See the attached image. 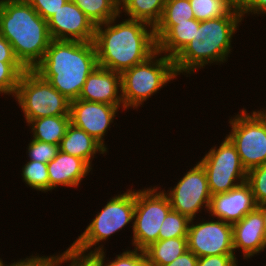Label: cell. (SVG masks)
<instances>
[{
  "instance_id": "cb8c5ba5",
  "label": "cell",
  "mask_w": 266,
  "mask_h": 266,
  "mask_svg": "<svg viewBox=\"0 0 266 266\" xmlns=\"http://www.w3.org/2000/svg\"><path fill=\"white\" fill-rule=\"evenodd\" d=\"M73 2L95 27L119 15V0H73Z\"/></svg>"
},
{
  "instance_id": "277c9868",
  "label": "cell",
  "mask_w": 266,
  "mask_h": 266,
  "mask_svg": "<svg viewBox=\"0 0 266 266\" xmlns=\"http://www.w3.org/2000/svg\"><path fill=\"white\" fill-rule=\"evenodd\" d=\"M243 22L239 10L232 8L225 16L199 23L192 41L173 59L178 75L190 77L207 65H221L232 52V39Z\"/></svg>"
},
{
  "instance_id": "4dcf8cb0",
  "label": "cell",
  "mask_w": 266,
  "mask_h": 266,
  "mask_svg": "<svg viewBox=\"0 0 266 266\" xmlns=\"http://www.w3.org/2000/svg\"><path fill=\"white\" fill-rule=\"evenodd\" d=\"M94 253L100 258L102 266H149L143 250L124 249L122 253L115 255L114 260L106 257V250Z\"/></svg>"
},
{
  "instance_id": "8d00e7d4",
  "label": "cell",
  "mask_w": 266,
  "mask_h": 266,
  "mask_svg": "<svg viewBox=\"0 0 266 266\" xmlns=\"http://www.w3.org/2000/svg\"><path fill=\"white\" fill-rule=\"evenodd\" d=\"M242 19L244 16L253 15L256 17L259 15L266 16V0H248V2L239 10ZM264 14V15H263Z\"/></svg>"
},
{
  "instance_id": "8fae6325",
  "label": "cell",
  "mask_w": 266,
  "mask_h": 266,
  "mask_svg": "<svg viewBox=\"0 0 266 266\" xmlns=\"http://www.w3.org/2000/svg\"><path fill=\"white\" fill-rule=\"evenodd\" d=\"M177 181L173 188L170 187L167 191L165 188L162 189L170 201L172 210L187 216L190 220L197 218L202 210L205 214L206 211L208 213L211 194L204 168L196 162Z\"/></svg>"
},
{
  "instance_id": "ffe728a7",
  "label": "cell",
  "mask_w": 266,
  "mask_h": 266,
  "mask_svg": "<svg viewBox=\"0 0 266 266\" xmlns=\"http://www.w3.org/2000/svg\"><path fill=\"white\" fill-rule=\"evenodd\" d=\"M59 150L85 160L91 167H93L92 161L96 158V154L104 156L109 152L88 133L71 123L61 140Z\"/></svg>"
},
{
  "instance_id": "f1b7e54d",
  "label": "cell",
  "mask_w": 266,
  "mask_h": 266,
  "mask_svg": "<svg viewBox=\"0 0 266 266\" xmlns=\"http://www.w3.org/2000/svg\"><path fill=\"white\" fill-rule=\"evenodd\" d=\"M190 219L174 210L166 215L158 235V240L187 237Z\"/></svg>"
},
{
  "instance_id": "d4e9b609",
  "label": "cell",
  "mask_w": 266,
  "mask_h": 266,
  "mask_svg": "<svg viewBox=\"0 0 266 266\" xmlns=\"http://www.w3.org/2000/svg\"><path fill=\"white\" fill-rule=\"evenodd\" d=\"M22 180L28 187L41 192L49 191V175L47 164L39 161H26L22 167Z\"/></svg>"
},
{
  "instance_id": "74e56055",
  "label": "cell",
  "mask_w": 266,
  "mask_h": 266,
  "mask_svg": "<svg viewBox=\"0 0 266 266\" xmlns=\"http://www.w3.org/2000/svg\"><path fill=\"white\" fill-rule=\"evenodd\" d=\"M0 61L19 62L14 55L11 44L0 34Z\"/></svg>"
},
{
  "instance_id": "7c38bea8",
  "label": "cell",
  "mask_w": 266,
  "mask_h": 266,
  "mask_svg": "<svg viewBox=\"0 0 266 266\" xmlns=\"http://www.w3.org/2000/svg\"><path fill=\"white\" fill-rule=\"evenodd\" d=\"M199 219L198 217V219L190 220L187 233L188 250L193 252L198 258L235 254L231 224L214 218H208V220ZM194 220L196 221L194 222Z\"/></svg>"
},
{
  "instance_id": "60d3db41",
  "label": "cell",
  "mask_w": 266,
  "mask_h": 266,
  "mask_svg": "<svg viewBox=\"0 0 266 266\" xmlns=\"http://www.w3.org/2000/svg\"><path fill=\"white\" fill-rule=\"evenodd\" d=\"M257 209L261 213L263 223H264L265 234H266V201L260 204H257Z\"/></svg>"
},
{
  "instance_id": "f546056e",
  "label": "cell",
  "mask_w": 266,
  "mask_h": 266,
  "mask_svg": "<svg viewBox=\"0 0 266 266\" xmlns=\"http://www.w3.org/2000/svg\"><path fill=\"white\" fill-rule=\"evenodd\" d=\"M102 266L100 258L94 252H84L72 244L63 253H58L56 266ZM63 264V265H62Z\"/></svg>"
},
{
  "instance_id": "44dd1931",
  "label": "cell",
  "mask_w": 266,
  "mask_h": 266,
  "mask_svg": "<svg viewBox=\"0 0 266 266\" xmlns=\"http://www.w3.org/2000/svg\"><path fill=\"white\" fill-rule=\"evenodd\" d=\"M165 3L166 0H119V14L155 28L161 20Z\"/></svg>"
},
{
  "instance_id": "836d02e7",
  "label": "cell",
  "mask_w": 266,
  "mask_h": 266,
  "mask_svg": "<svg viewBox=\"0 0 266 266\" xmlns=\"http://www.w3.org/2000/svg\"><path fill=\"white\" fill-rule=\"evenodd\" d=\"M58 258V253L55 255H39V254H32L26 258L14 261L13 263L5 264L7 262H2L1 266H56Z\"/></svg>"
},
{
  "instance_id": "6da1fadb",
  "label": "cell",
  "mask_w": 266,
  "mask_h": 266,
  "mask_svg": "<svg viewBox=\"0 0 266 266\" xmlns=\"http://www.w3.org/2000/svg\"><path fill=\"white\" fill-rule=\"evenodd\" d=\"M121 16L97 25L94 38L98 66L119 73L145 61L157 51L154 27L123 17L121 22Z\"/></svg>"
},
{
  "instance_id": "b9f144b4",
  "label": "cell",
  "mask_w": 266,
  "mask_h": 266,
  "mask_svg": "<svg viewBox=\"0 0 266 266\" xmlns=\"http://www.w3.org/2000/svg\"><path fill=\"white\" fill-rule=\"evenodd\" d=\"M2 262H3V259H1V257H0V266L2 265Z\"/></svg>"
},
{
  "instance_id": "d6a6232c",
  "label": "cell",
  "mask_w": 266,
  "mask_h": 266,
  "mask_svg": "<svg viewBox=\"0 0 266 266\" xmlns=\"http://www.w3.org/2000/svg\"><path fill=\"white\" fill-rule=\"evenodd\" d=\"M246 182L250 185L257 204L266 201V164L247 171Z\"/></svg>"
},
{
  "instance_id": "ac0fdd59",
  "label": "cell",
  "mask_w": 266,
  "mask_h": 266,
  "mask_svg": "<svg viewBox=\"0 0 266 266\" xmlns=\"http://www.w3.org/2000/svg\"><path fill=\"white\" fill-rule=\"evenodd\" d=\"M47 169L50 192L61 186L78 188L83 179L93 171L85 160L60 150L57 156L47 164Z\"/></svg>"
},
{
  "instance_id": "d6986e66",
  "label": "cell",
  "mask_w": 266,
  "mask_h": 266,
  "mask_svg": "<svg viewBox=\"0 0 266 266\" xmlns=\"http://www.w3.org/2000/svg\"><path fill=\"white\" fill-rule=\"evenodd\" d=\"M199 23V20L190 19L178 25H156L157 50L174 59L192 41Z\"/></svg>"
},
{
  "instance_id": "484cf974",
  "label": "cell",
  "mask_w": 266,
  "mask_h": 266,
  "mask_svg": "<svg viewBox=\"0 0 266 266\" xmlns=\"http://www.w3.org/2000/svg\"><path fill=\"white\" fill-rule=\"evenodd\" d=\"M195 19L189 0H166L161 20L157 25H178Z\"/></svg>"
},
{
  "instance_id": "83f0119b",
  "label": "cell",
  "mask_w": 266,
  "mask_h": 266,
  "mask_svg": "<svg viewBox=\"0 0 266 266\" xmlns=\"http://www.w3.org/2000/svg\"><path fill=\"white\" fill-rule=\"evenodd\" d=\"M25 71L20 62L0 61V95L14 97L21 75Z\"/></svg>"
},
{
  "instance_id": "30bf717a",
  "label": "cell",
  "mask_w": 266,
  "mask_h": 266,
  "mask_svg": "<svg viewBox=\"0 0 266 266\" xmlns=\"http://www.w3.org/2000/svg\"><path fill=\"white\" fill-rule=\"evenodd\" d=\"M198 163L205 170L211 195L227 192L246 182L247 171L227 136L219 146L214 144Z\"/></svg>"
},
{
  "instance_id": "4fadbf2b",
  "label": "cell",
  "mask_w": 266,
  "mask_h": 266,
  "mask_svg": "<svg viewBox=\"0 0 266 266\" xmlns=\"http://www.w3.org/2000/svg\"><path fill=\"white\" fill-rule=\"evenodd\" d=\"M118 106L76 99L70 102V123L98 141L107 151L105 135L117 119Z\"/></svg>"
},
{
  "instance_id": "8992f818",
  "label": "cell",
  "mask_w": 266,
  "mask_h": 266,
  "mask_svg": "<svg viewBox=\"0 0 266 266\" xmlns=\"http://www.w3.org/2000/svg\"><path fill=\"white\" fill-rule=\"evenodd\" d=\"M121 192L112 196L100 212H96L84 232L71 243L76 249L84 252L103 251L106 245L103 242L108 241L114 233L131 223L133 231L135 190L132 187Z\"/></svg>"
},
{
  "instance_id": "d590c367",
  "label": "cell",
  "mask_w": 266,
  "mask_h": 266,
  "mask_svg": "<svg viewBox=\"0 0 266 266\" xmlns=\"http://www.w3.org/2000/svg\"><path fill=\"white\" fill-rule=\"evenodd\" d=\"M235 254L199 257L196 266H238Z\"/></svg>"
},
{
  "instance_id": "3957f363",
  "label": "cell",
  "mask_w": 266,
  "mask_h": 266,
  "mask_svg": "<svg viewBox=\"0 0 266 266\" xmlns=\"http://www.w3.org/2000/svg\"><path fill=\"white\" fill-rule=\"evenodd\" d=\"M0 34L26 70L42 61L52 40L47 21L26 0H0Z\"/></svg>"
},
{
  "instance_id": "7402d4cb",
  "label": "cell",
  "mask_w": 266,
  "mask_h": 266,
  "mask_svg": "<svg viewBox=\"0 0 266 266\" xmlns=\"http://www.w3.org/2000/svg\"><path fill=\"white\" fill-rule=\"evenodd\" d=\"M187 250V237H178L158 240L143 251L149 266H165Z\"/></svg>"
},
{
  "instance_id": "e0dca14e",
  "label": "cell",
  "mask_w": 266,
  "mask_h": 266,
  "mask_svg": "<svg viewBox=\"0 0 266 266\" xmlns=\"http://www.w3.org/2000/svg\"><path fill=\"white\" fill-rule=\"evenodd\" d=\"M233 249L235 256L239 250L243 253V259H251L255 255L265 251L266 234L260 211L256 208L246 214L240 221L232 225Z\"/></svg>"
},
{
  "instance_id": "603a6c76",
  "label": "cell",
  "mask_w": 266,
  "mask_h": 266,
  "mask_svg": "<svg viewBox=\"0 0 266 266\" xmlns=\"http://www.w3.org/2000/svg\"><path fill=\"white\" fill-rule=\"evenodd\" d=\"M70 124V116H50L30 120L27 123L32 139L49 144L60 145Z\"/></svg>"
},
{
  "instance_id": "f35d334b",
  "label": "cell",
  "mask_w": 266,
  "mask_h": 266,
  "mask_svg": "<svg viewBox=\"0 0 266 266\" xmlns=\"http://www.w3.org/2000/svg\"><path fill=\"white\" fill-rule=\"evenodd\" d=\"M197 261L198 257L190 250H187L173 262L165 266H196Z\"/></svg>"
},
{
  "instance_id": "2e32d148",
  "label": "cell",
  "mask_w": 266,
  "mask_h": 266,
  "mask_svg": "<svg viewBox=\"0 0 266 266\" xmlns=\"http://www.w3.org/2000/svg\"><path fill=\"white\" fill-rule=\"evenodd\" d=\"M78 99L118 106L122 100L121 73L97 66L87 77Z\"/></svg>"
},
{
  "instance_id": "1f68e13d",
  "label": "cell",
  "mask_w": 266,
  "mask_h": 266,
  "mask_svg": "<svg viewBox=\"0 0 266 266\" xmlns=\"http://www.w3.org/2000/svg\"><path fill=\"white\" fill-rule=\"evenodd\" d=\"M26 149L27 160L48 164L57 156L59 145L49 144L31 138Z\"/></svg>"
},
{
  "instance_id": "4316f807",
  "label": "cell",
  "mask_w": 266,
  "mask_h": 266,
  "mask_svg": "<svg viewBox=\"0 0 266 266\" xmlns=\"http://www.w3.org/2000/svg\"><path fill=\"white\" fill-rule=\"evenodd\" d=\"M195 19L206 21L225 16L232 7L225 0H189Z\"/></svg>"
},
{
  "instance_id": "ab89813d",
  "label": "cell",
  "mask_w": 266,
  "mask_h": 266,
  "mask_svg": "<svg viewBox=\"0 0 266 266\" xmlns=\"http://www.w3.org/2000/svg\"><path fill=\"white\" fill-rule=\"evenodd\" d=\"M232 8L240 10L248 0H225Z\"/></svg>"
},
{
  "instance_id": "52a82bcc",
  "label": "cell",
  "mask_w": 266,
  "mask_h": 266,
  "mask_svg": "<svg viewBox=\"0 0 266 266\" xmlns=\"http://www.w3.org/2000/svg\"><path fill=\"white\" fill-rule=\"evenodd\" d=\"M25 122L50 116H70V100L34 70H26L14 96Z\"/></svg>"
},
{
  "instance_id": "9a60e30c",
  "label": "cell",
  "mask_w": 266,
  "mask_h": 266,
  "mask_svg": "<svg viewBox=\"0 0 266 266\" xmlns=\"http://www.w3.org/2000/svg\"><path fill=\"white\" fill-rule=\"evenodd\" d=\"M256 208L252 189L244 182L227 192L211 195L208 216L233 225Z\"/></svg>"
},
{
  "instance_id": "ba28073f",
  "label": "cell",
  "mask_w": 266,
  "mask_h": 266,
  "mask_svg": "<svg viewBox=\"0 0 266 266\" xmlns=\"http://www.w3.org/2000/svg\"><path fill=\"white\" fill-rule=\"evenodd\" d=\"M250 113L243 107L233 118L229 117L232 129L226 134L246 171L266 164V113L262 108Z\"/></svg>"
},
{
  "instance_id": "5b68a950",
  "label": "cell",
  "mask_w": 266,
  "mask_h": 266,
  "mask_svg": "<svg viewBox=\"0 0 266 266\" xmlns=\"http://www.w3.org/2000/svg\"><path fill=\"white\" fill-rule=\"evenodd\" d=\"M177 77L173 59L157 50L145 61L121 73L124 108H142L144 102Z\"/></svg>"
},
{
  "instance_id": "7a4b0ae2",
  "label": "cell",
  "mask_w": 266,
  "mask_h": 266,
  "mask_svg": "<svg viewBox=\"0 0 266 266\" xmlns=\"http://www.w3.org/2000/svg\"><path fill=\"white\" fill-rule=\"evenodd\" d=\"M98 66L94 42L51 40L33 69L68 100L79 98L88 75Z\"/></svg>"
},
{
  "instance_id": "9c48e42d",
  "label": "cell",
  "mask_w": 266,
  "mask_h": 266,
  "mask_svg": "<svg viewBox=\"0 0 266 266\" xmlns=\"http://www.w3.org/2000/svg\"><path fill=\"white\" fill-rule=\"evenodd\" d=\"M168 197L158 185L135 189L132 247L146 249L158 241L161 225L171 210Z\"/></svg>"
},
{
  "instance_id": "e575fe53",
  "label": "cell",
  "mask_w": 266,
  "mask_h": 266,
  "mask_svg": "<svg viewBox=\"0 0 266 266\" xmlns=\"http://www.w3.org/2000/svg\"><path fill=\"white\" fill-rule=\"evenodd\" d=\"M46 21L68 0H26Z\"/></svg>"
},
{
  "instance_id": "5bb4252c",
  "label": "cell",
  "mask_w": 266,
  "mask_h": 266,
  "mask_svg": "<svg viewBox=\"0 0 266 266\" xmlns=\"http://www.w3.org/2000/svg\"><path fill=\"white\" fill-rule=\"evenodd\" d=\"M47 24L53 40L94 42L95 26L73 0L60 7Z\"/></svg>"
}]
</instances>
